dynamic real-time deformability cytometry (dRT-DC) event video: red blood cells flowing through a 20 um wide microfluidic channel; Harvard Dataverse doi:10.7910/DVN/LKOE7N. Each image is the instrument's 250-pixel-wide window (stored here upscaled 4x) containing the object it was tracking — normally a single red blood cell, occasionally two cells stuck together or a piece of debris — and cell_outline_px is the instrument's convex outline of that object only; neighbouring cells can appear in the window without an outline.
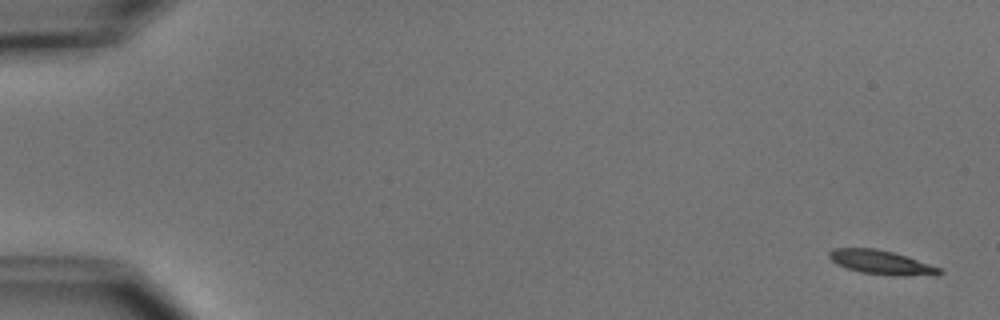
{"species": "common noctule bat (a hibernating species)", "species_latin": "Nyctalus noctula", "temperature_condition": "cold", "stored_images_in_passage": 55, "segment_of_instrument_passage": [1, 2], "camera_frame_rate_fps": 3000, "um_per_image_px": 0.085, "animal": {"sex": "male", "body_mass_g": 15.6}, "frame": {"image": 1, "passage_image": 2, "time_ms": 0.333, "image_size_px": [1000, 320], "cell_outline_px": [[944, 272], [936, 276], [892, 276], [860, 272], [836, 264], [828, 256], [828, 252], [832, 248], [876, 248], [892, 252], [940, 268]], "centroid_in_image_um": [74.91, 22.32], "position_along_channel_um": 10.1, "area_um2": 15.49}}
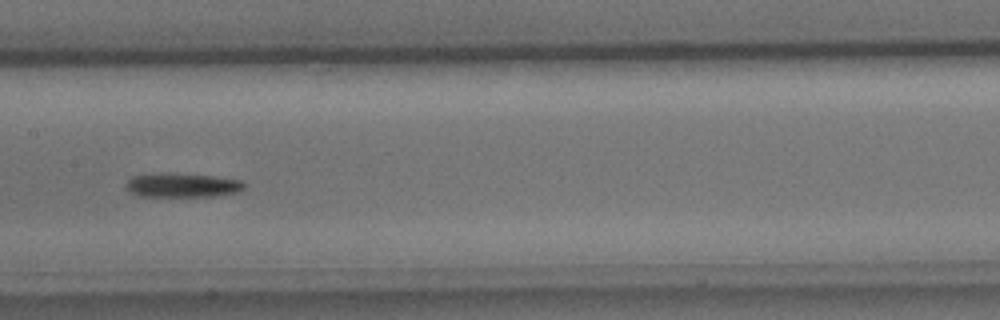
{"frame": {"image": 2, "passage_image": 28, "time_ms": 9.0, "image_size_px": [1000, 320], "cell_outline_px": [[244, 188], [236, 192], [216, 196], [140, 196], [124, 188], [128, 180], [132, 176], [160, 172], [168, 172], [212, 176], [240, 180], [244, 184]], "centroid_in_image_um": [15.44, 15.73], "position_along_channel_um": 192.0, "area_um2": 16.65}}
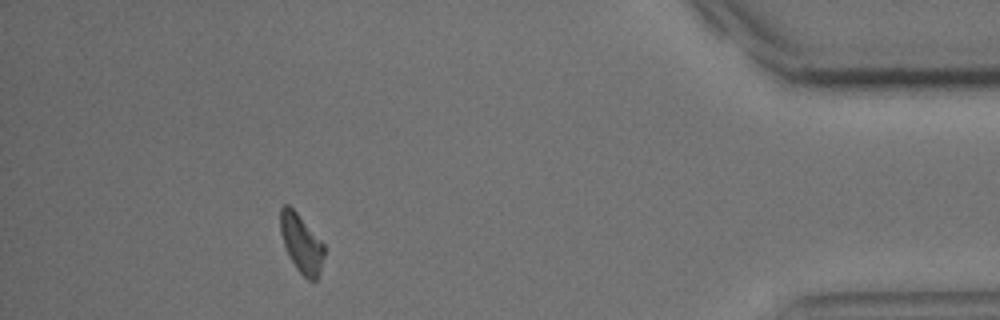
{"frame": {"image": 3, "passage_image": 49, "time_ms": 16.0, "image_size_px": [1000, 320], "cell_outline_px": [[324, 256], [320, 272], [316, 280], [308, 280], [296, 268], [284, 244], [280, 232], [280, 208], [284, 204], [288, 204], [296, 212], [324, 244]], "centroid_in_image_um": [25.61, 20.69], "position_along_channel_um": 409.6, "area_um2": 14.62}}